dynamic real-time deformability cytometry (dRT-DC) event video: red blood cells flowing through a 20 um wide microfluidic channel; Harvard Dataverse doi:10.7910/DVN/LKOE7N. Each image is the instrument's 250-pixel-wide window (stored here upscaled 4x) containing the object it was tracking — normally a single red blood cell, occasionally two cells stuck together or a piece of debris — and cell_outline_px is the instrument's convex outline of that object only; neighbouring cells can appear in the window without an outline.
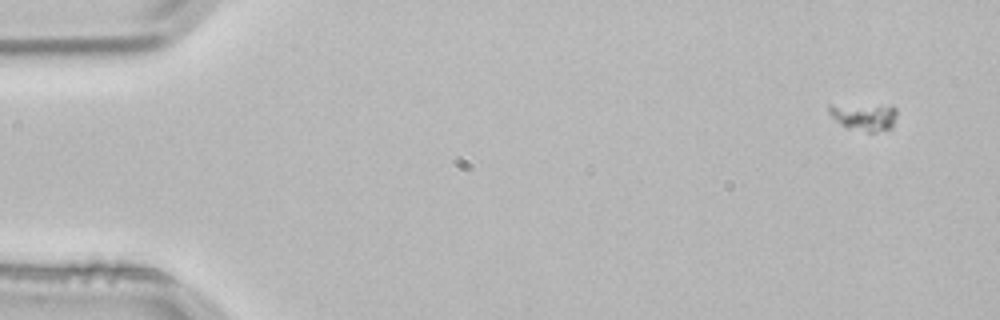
{"species": "common noctule bat (a hibernating species)", "species_latin": "Nyctalus noctula", "temperature_condition": "room temperature", "stored_images_in_passage": 4, "segment_of_instrument_passage": [2, 2], "camera_frame_rate_fps": 3000, "um_per_image_px": 0.085, "animal": {"sex": "male", "body_mass_g": 21.5, "forearm_length_mm": 52.0}, "frame": {"image": 1, "passage_image": 4, "time_ms": 1.0, "image_size_px": [1000, 320], "cell_outline_px": [[896, 116], [892, 128], [876, 132], [868, 132], [848, 128], [840, 124], [828, 112], [828, 104], [832, 104], [896, 108]], "centroid_in_image_um": [73.41, 9.96], "position_along_channel_um": 11.6, "area_um2": 10.46}}